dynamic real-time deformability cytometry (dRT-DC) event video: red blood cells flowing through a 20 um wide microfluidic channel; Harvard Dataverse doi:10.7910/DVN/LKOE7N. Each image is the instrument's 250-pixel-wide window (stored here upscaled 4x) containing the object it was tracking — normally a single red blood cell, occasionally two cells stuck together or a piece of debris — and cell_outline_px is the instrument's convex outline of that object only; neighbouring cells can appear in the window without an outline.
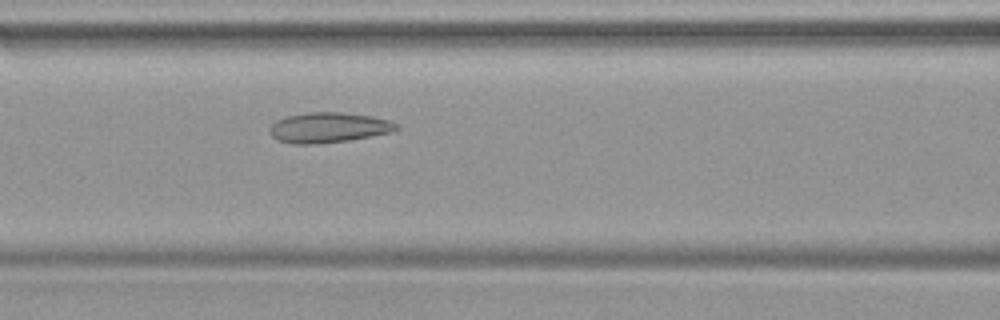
{"species": "common noctule bat (a hibernating species)", "species_latin": "Nyctalus noctula", "temperature_condition": "warm", "stored_images_in_passage": 31, "camera_frame_rate_fps": 3000, "um_per_image_px": 0.085, "animal": {"sex": "female", "body_mass_g": 19.9}, "frame": {"image": 1, "passage_image": 6, "time_ms": 1.667, "image_size_px": [1000, 320], "cell_outline_px": [[400, 128], [392, 132], [348, 140], [312, 144], [296, 144], [280, 140], [272, 136], [268, 132], [268, 128], [276, 120], [288, 116], [308, 112], [340, 112], [372, 116], [388, 120], [400, 124]], "centroid_in_image_um": [27.94, 10.83], "position_along_channel_um": 138.7, "area_um2": 22.25}}
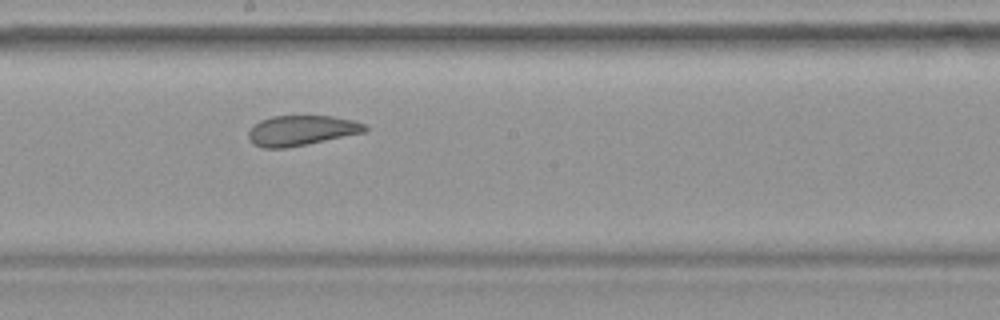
{"frame": {"image": 2, "passage_image": 12, "time_ms": 3.667, "image_size_px": [1000, 320], "cell_outline_px": [[368, 128], [364, 132], [308, 144], [284, 148], [264, 148], [252, 144], [248, 140], [248, 132], [260, 120], [272, 116], [332, 116], [352, 120], [364, 124]], "centroid_in_image_um": [25.58, 11.1], "position_along_channel_um": 222.6, "area_um2": 20.35}}
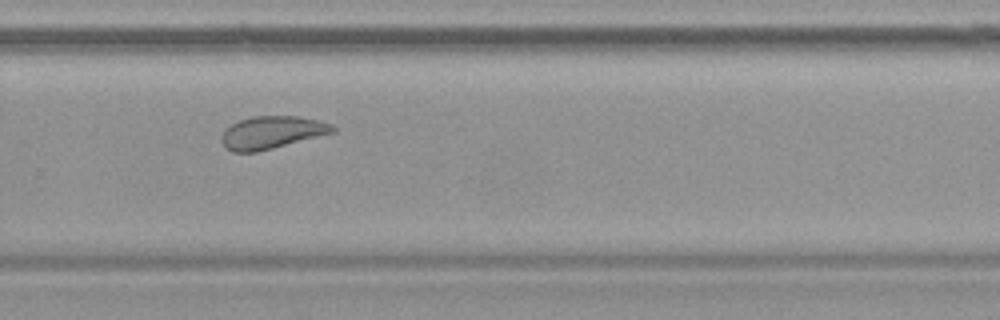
{"frame": {"image": 3, "passage_image": 18, "time_ms": 5.667, "image_size_px": [1000, 320], "cell_outline_px": [[336, 132], [256, 152], [232, 152], [224, 148], [220, 140], [220, 136], [224, 128], [240, 120], [252, 116], [300, 116], [332, 124], [336, 128]], "centroid_in_image_um": [23.06, 11.26], "position_along_channel_um": 306.7, "area_um2": 21.27}}